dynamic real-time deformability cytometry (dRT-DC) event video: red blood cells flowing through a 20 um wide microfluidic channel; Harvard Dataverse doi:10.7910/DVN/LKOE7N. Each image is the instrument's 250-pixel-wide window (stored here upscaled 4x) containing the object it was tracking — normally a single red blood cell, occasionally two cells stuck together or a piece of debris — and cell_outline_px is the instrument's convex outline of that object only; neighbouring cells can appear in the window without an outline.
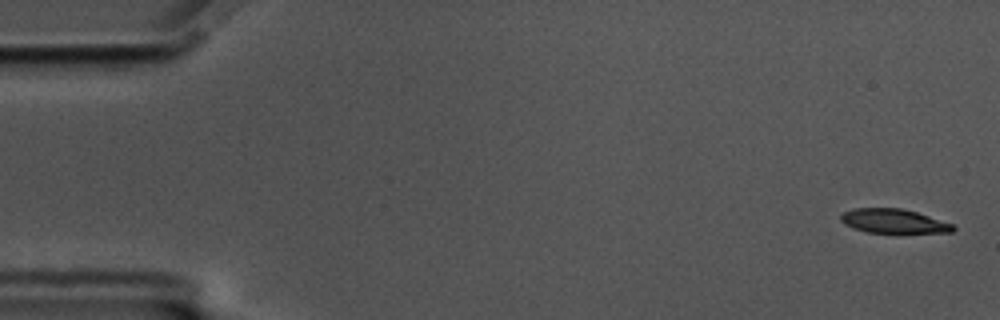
{"species": "common noctule bat (a hibernating species)", "species_latin": "Nyctalus noctula", "temperature_condition": "cold", "stored_images_in_passage": 58, "camera_frame_rate_fps": 3000, "um_per_image_px": 0.085, "animal": {"sex": "male", "body_mass_g": 17.5, "forearm_length_mm": 52.3}, "frame": {"image": 1, "passage_image": 2, "time_ms": 0.333, "image_size_px": [1000, 320], "cell_outline_px": [[956, 228], [952, 232], [896, 236], [868, 232], [852, 228], [844, 224], [840, 220], [840, 216], [844, 212], [852, 208], [900, 208], [916, 212], [952, 224]], "centroid_in_image_um": [75.97, 18.86], "position_along_channel_um": 9.0, "area_um2": 16.76}}
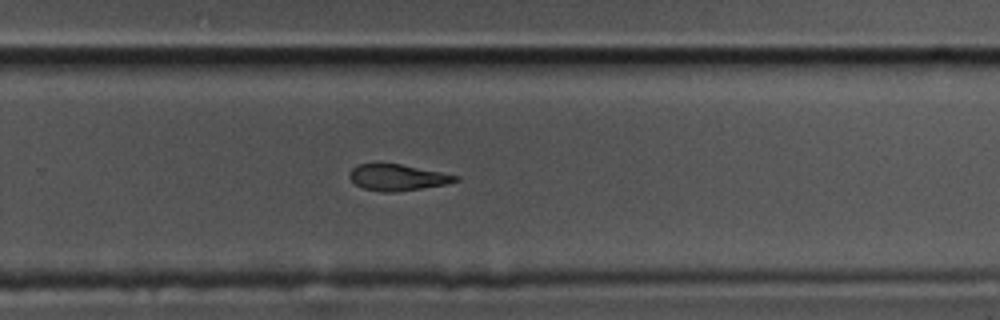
{"frame": {"image": 2, "passage_image": 38, "time_ms": 12.333, "image_size_px": [1000, 320], "cell_outline_px": [[460, 180], [448, 184], [396, 192], [384, 192], [364, 188], [356, 184], [348, 176], [348, 172], [356, 164], [400, 164], [460, 176]], "centroid_in_image_um": [33.79, 15.08], "position_along_channel_um": 296.0, "area_um2": 16.13}}
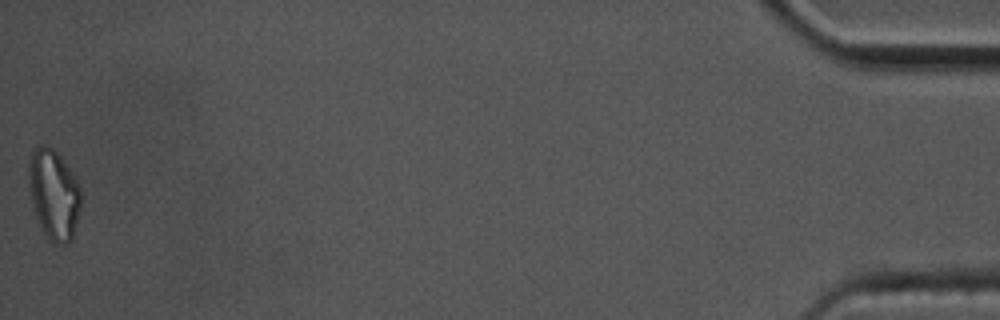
{"frame": {"image": 3, "passage_image": 58, "time_ms": 19.0, "image_size_px": [1000, 320], "cell_outline_px": [[84, 192], [72, 240], [68, 244], [52, 244], [44, 232], [36, 216], [28, 184], [28, 164], [32, 152], [40, 144], [44, 144], [52, 148], [60, 156], [72, 172], [80, 184]], "centroid_in_image_um": [4.61, 16.52], "position_along_channel_um": 430.6, "area_um2": 27.74}, "authors_computed_cell_mechanics": {"area_um2": 17.7157, "velocity_mm_per_s": 3.4877, "shape_relaxation_time_tau1_ms": 5.604, "shape_relaxation_time_tau2_ms": null, "deformation_change_tau1": 0.1481, "deformation_change_tau2": null}}